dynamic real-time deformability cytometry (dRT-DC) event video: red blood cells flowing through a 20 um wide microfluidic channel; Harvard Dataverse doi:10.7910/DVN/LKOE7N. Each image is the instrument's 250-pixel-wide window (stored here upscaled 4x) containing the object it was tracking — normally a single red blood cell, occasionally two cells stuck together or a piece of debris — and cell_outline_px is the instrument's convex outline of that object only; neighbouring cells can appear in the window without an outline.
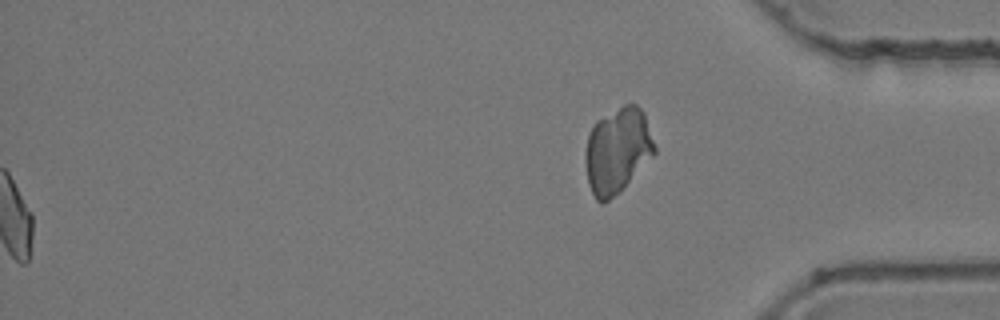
{"species": "common noctule bat (a hibernating species)", "species_latin": "Nyctalus noctula", "temperature_condition": "room temperature", "stored_images_in_passage": 55, "segment_of_instrument_passage": [2, 2], "camera_frame_rate_fps": 3000, "um_per_image_px": 0.085, "animal": {"sex": "female", "body_mass_g": 24.6, "forearm_length_mm": 56.2}, "frame": {"image": 1, "passage_image": 55, "time_ms": 18.0, "image_size_px": [1000, 320], "cell_outline_px": [[656, 152], [620, 192], [604, 204], [600, 204], [596, 200], [588, 184], [584, 160], [584, 152], [588, 136], [596, 120], [624, 104], [636, 104], [644, 112], [656, 148]], "centroid_in_image_um": [52.46, 12.81], "position_along_channel_um": 382.7, "area_um2": 34.68}}